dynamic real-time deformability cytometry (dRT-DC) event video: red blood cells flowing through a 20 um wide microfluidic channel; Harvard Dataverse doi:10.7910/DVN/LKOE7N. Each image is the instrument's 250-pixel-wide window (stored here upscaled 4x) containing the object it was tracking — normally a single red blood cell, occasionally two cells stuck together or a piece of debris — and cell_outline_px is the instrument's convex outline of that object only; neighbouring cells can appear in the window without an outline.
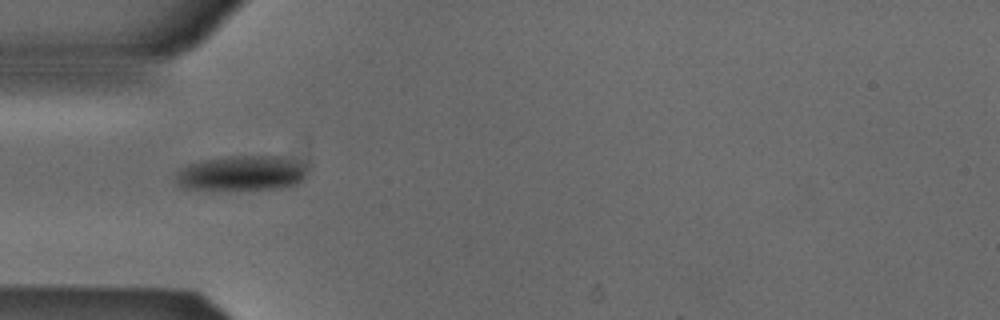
{"species": "Egyptian fruit bat (a non-hibernating species)", "species_latin": "Rousettus aegyptiacus", "temperature_condition": "cold", "stored_images_in_passage": 7, "camera_frame_rate_fps": 3000, "um_per_image_px": 0.085, "animal": {"sex": "male"}, "frame": {"image": 1, "passage_image": 5, "time_ms": 1.333, "image_size_px": [1000, 320], "cell_outline_px": [[308, 172], [304, 180], [300, 184], [288, 188], [208, 192], [184, 188], [176, 184], [176, 172], [180, 168], [188, 164], [200, 160], [228, 156], [280, 156], [308, 164]], "centroid_in_image_um": [20.55, 14.77], "position_along_channel_um": 64.4, "area_um2": 28.5}}
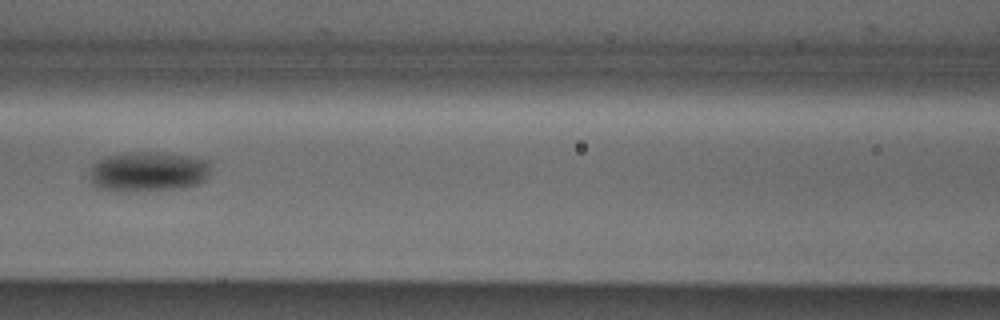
{"frame": {"image": 2, "passage_image": 7, "time_ms": 2.0, "image_size_px": [1000, 320], "cell_outline_px": [[208, 176], [200, 184], [180, 188], [132, 192], [96, 188], [88, 172], [92, 164], [108, 156], [132, 152], [164, 152], [188, 156], [208, 160]], "centroid_in_image_um": [12.58, 14.59], "position_along_channel_um": 154.0, "area_um2": 28.26}}